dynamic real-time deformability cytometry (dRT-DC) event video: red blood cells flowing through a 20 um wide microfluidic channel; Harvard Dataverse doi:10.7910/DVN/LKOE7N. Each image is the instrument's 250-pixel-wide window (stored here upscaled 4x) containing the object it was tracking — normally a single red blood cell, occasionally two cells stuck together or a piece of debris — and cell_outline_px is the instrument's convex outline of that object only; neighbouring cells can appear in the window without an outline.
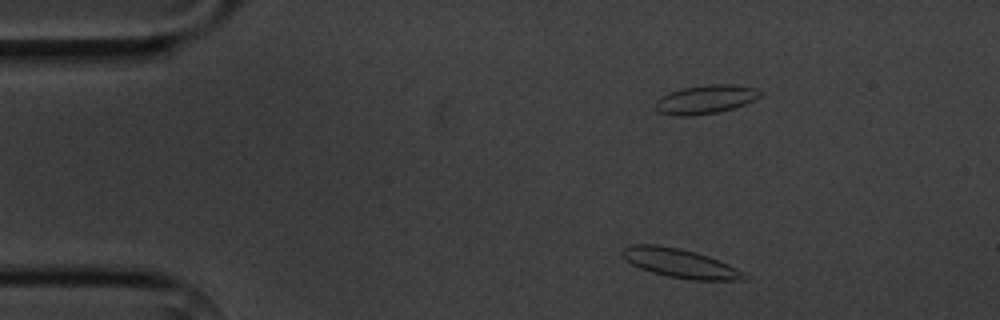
{"species": "common noctule bat (a hibernating species)", "species_latin": "Nyctalus noctula", "temperature_condition": "cold", "stored_images_in_passage": 3, "camera_frame_rate_fps": 3000, "um_per_image_px": 0.085, "animal": {"sex": "male", "body_mass_g": 20.1, "forearm_length_mm": 53.5}, "frame": {"image": 1, "passage_image": 1, "time_ms": 0.0, "image_size_px": [1000, 320], "cell_outline_px": [[748, 276], [740, 280], [692, 280], [668, 276], [652, 272], [640, 268], [632, 264], [620, 252], [624, 248], [632, 244], [656, 244], [680, 248], [696, 252], [708, 256], [728, 264], [744, 272]], "centroid_in_image_um": [57.8, 22.36], "position_along_channel_um": 27.2, "area_um2": 20.4}}